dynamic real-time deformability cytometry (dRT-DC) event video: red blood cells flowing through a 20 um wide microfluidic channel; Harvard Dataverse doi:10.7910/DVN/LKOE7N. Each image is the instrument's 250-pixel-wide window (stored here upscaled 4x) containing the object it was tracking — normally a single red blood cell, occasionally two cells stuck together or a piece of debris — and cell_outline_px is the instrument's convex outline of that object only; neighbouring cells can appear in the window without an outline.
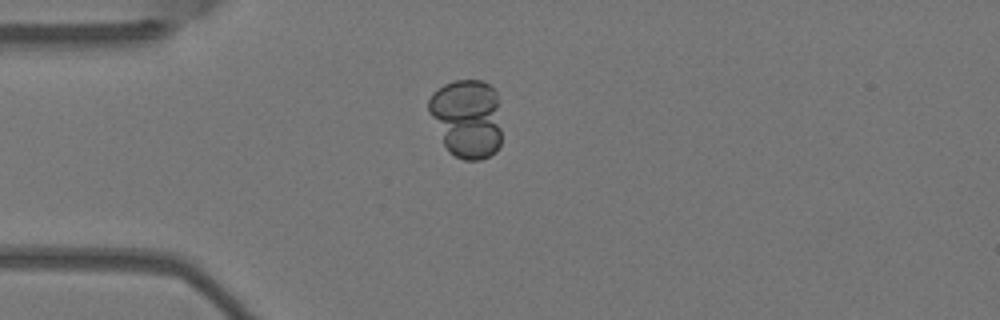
{"species": "Egyptian fruit bat (a non-hibernating species)", "species_latin": "Rousettus aegyptiacus", "temperature_condition": "warm", "stored_images_in_passage": 7, "camera_frame_rate_fps": 3000, "um_per_image_px": 0.085, "animal": {"sex": "female"}, "frame": {"image": 1, "passage_image": 4, "time_ms": 1.0, "image_size_px": [1000, 320], "cell_outline_px": [[500, 144], [496, 152], [480, 160], [464, 160], [448, 152], [428, 112], [428, 100], [432, 92], [444, 84], [456, 80], [484, 80], [496, 92], [500, 128]], "centroid_in_image_um": [39.66, 10.06], "position_along_channel_um": 45.3, "area_um2": 33.58}}